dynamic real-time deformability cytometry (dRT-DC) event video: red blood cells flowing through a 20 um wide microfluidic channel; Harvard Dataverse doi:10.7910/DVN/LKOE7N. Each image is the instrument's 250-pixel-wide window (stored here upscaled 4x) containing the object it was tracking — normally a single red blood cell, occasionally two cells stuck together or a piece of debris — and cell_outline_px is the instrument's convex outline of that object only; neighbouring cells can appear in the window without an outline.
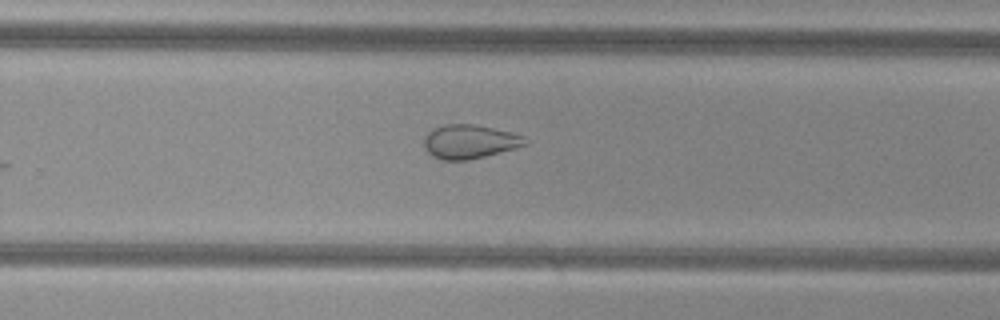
{"species": "common noctule bat (a hibernating species)", "species_latin": "Nyctalus noctula", "temperature_condition": "cold", "stored_images_in_passage": 25, "camera_frame_rate_fps": 3000, "um_per_image_px": 0.085, "animal": {"sex": "female", "body_mass_g": 29.2, "forearm_length_mm": 56.3}, "frame": {"image": 1, "passage_image": 21, "time_ms": 6.667, "image_size_px": [1000, 320], "cell_outline_px": [[528, 144], [484, 156], [468, 160], [444, 160], [432, 156], [428, 152], [424, 144], [424, 136], [432, 128], [444, 124], [472, 124], [512, 132], [524, 136]], "centroid_in_image_um": [39.88, 12.03], "position_along_channel_um": 289.9, "area_um2": 19.83}}